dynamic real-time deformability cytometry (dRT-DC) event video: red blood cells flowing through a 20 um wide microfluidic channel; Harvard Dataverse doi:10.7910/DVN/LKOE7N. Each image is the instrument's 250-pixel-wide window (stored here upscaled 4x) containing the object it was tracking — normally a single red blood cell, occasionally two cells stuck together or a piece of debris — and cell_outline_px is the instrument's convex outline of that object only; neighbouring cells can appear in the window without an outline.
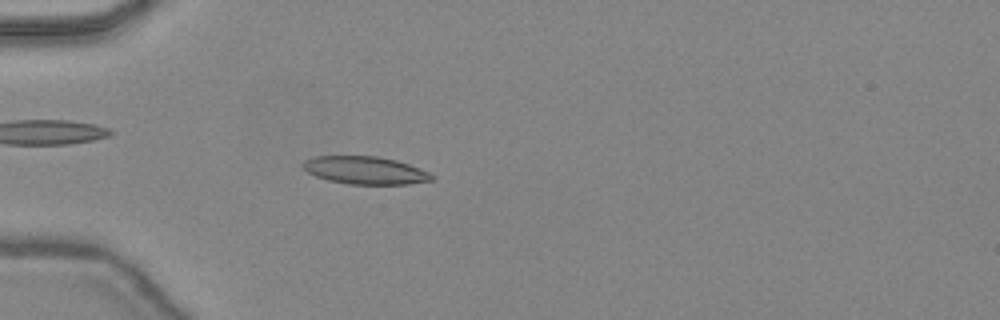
{"species": "common noctule bat (a hibernating species)", "species_latin": "Nyctalus noctula", "temperature_condition": "warm", "stored_images_in_passage": 34, "camera_frame_rate_fps": 3000, "um_per_image_px": 0.085, "animal": {"sex": "female", "body_mass_g": 24.6, "forearm_length_mm": 56.2}, "frame": {"image": 1, "passage_image": 2, "time_ms": 0.333, "image_size_px": [1000, 320], "cell_outline_px": [[436, 176], [432, 180], [408, 184], [348, 184], [328, 180], [316, 176], [308, 172], [300, 164], [304, 160], [316, 156], [376, 156], [396, 160], [408, 164], [428, 172]], "centroid_in_image_um": [31.02, 14.47], "position_along_channel_um": 54.0, "area_um2": 20.75}}
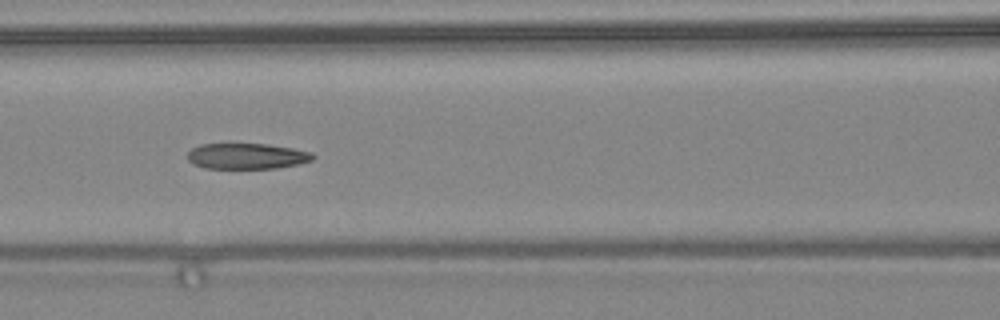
{"frame": {"image": 2, "passage_image": 9, "time_ms": 2.667, "image_size_px": [1000, 320], "cell_outline_px": [[316, 156], [312, 160], [300, 164], [276, 168], [204, 168], [192, 164], [188, 160], [188, 152], [192, 148], [200, 144], [268, 144], [292, 148], [312, 152]], "centroid_in_image_um": [20.99, 13.27], "position_along_channel_um": 145.6, "area_um2": 18.9}}
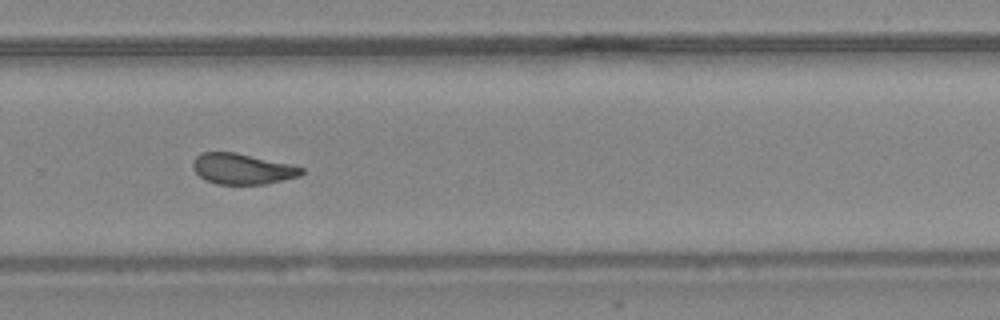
{"frame": {"image": 3, "passage_image": 20, "time_ms": 6.333, "image_size_px": [1000, 320], "cell_outline_px": [[304, 172], [300, 176], [264, 184], [216, 184], [204, 180], [192, 168], [192, 160], [196, 156], [204, 152], [236, 152], [292, 164], [304, 168]], "centroid_in_image_um": [20.59, 14.35], "position_along_channel_um": 309.2, "area_um2": 19.59}, "authors_computed_cell_mechanics": {"area_um2": 20.1722, "velocity_mm_per_s": 4.4825, "shape_relaxation_time_tau1_ms": 6.0586, "shape_relaxation_time_tau2_ms": 1.9606, "deformation_change_tau1": 0.2173, "deformation_change_tau2": 0.1007}}